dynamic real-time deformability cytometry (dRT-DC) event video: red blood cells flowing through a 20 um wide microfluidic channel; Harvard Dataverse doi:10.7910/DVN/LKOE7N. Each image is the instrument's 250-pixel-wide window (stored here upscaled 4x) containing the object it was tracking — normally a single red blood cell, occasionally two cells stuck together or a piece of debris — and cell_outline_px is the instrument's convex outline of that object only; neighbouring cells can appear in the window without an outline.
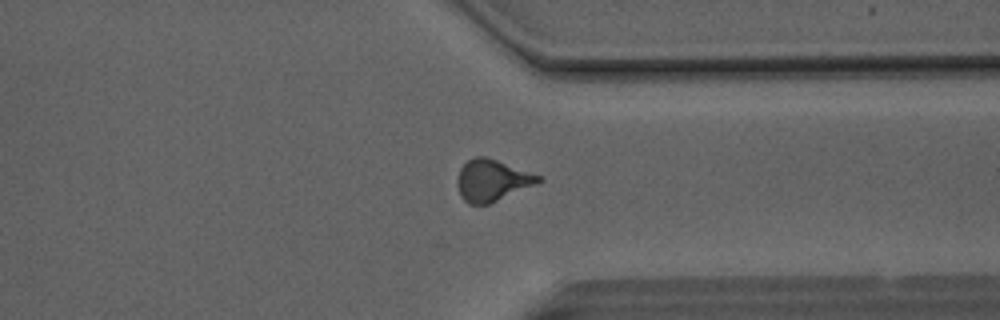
{"species": "Egyptian fruit bat (a non-hibernating species)", "species_latin": "Rousettus aegyptiacus", "temperature_condition": "room temperature", "stored_images_in_passage": 49, "camera_frame_rate_fps": 3000, "um_per_image_px": 0.085, "animal": {"sex": "male"}, "frame": {"image": 1, "passage_image": 38, "time_ms": 12.333, "image_size_px": [1000, 320], "cell_outline_px": [[544, 180], [536, 184], [488, 204], [468, 204], [460, 196], [456, 184], [456, 180], [460, 168], [468, 160], [476, 156], [484, 156], [544, 176]], "centroid_in_image_um": [41.83, 15.33], "position_along_channel_um": 369.6, "area_um2": 19.71}}
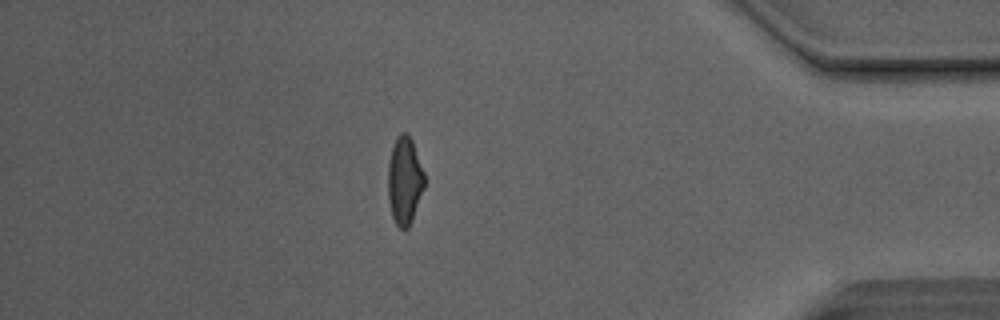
{"frame": {"image": 2, "passage_image": 43, "time_ms": 14.0, "image_size_px": [1000, 320], "cell_outline_px": [[424, 188], [412, 220], [408, 228], [400, 228], [396, 224], [392, 216], [388, 200], [388, 164], [392, 148], [396, 136], [400, 132], [408, 132], [412, 140], [424, 172]], "centroid_in_image_um": [34.38, 15.32], "position_along_channel_um": 400.8, "area_um2": 18.67}, "authors_computed_cell_mechanics": {"area_um2": 19.652, "velocity_mm_per_s": 4.149, "shape_relaxation_time_tau1_ms": 8.075, "shape_relaxation_time_tau2_ms": 1.5427, "deformation_change_tau1": 0.1936, "deformation_change_tau2": 0.0826}}